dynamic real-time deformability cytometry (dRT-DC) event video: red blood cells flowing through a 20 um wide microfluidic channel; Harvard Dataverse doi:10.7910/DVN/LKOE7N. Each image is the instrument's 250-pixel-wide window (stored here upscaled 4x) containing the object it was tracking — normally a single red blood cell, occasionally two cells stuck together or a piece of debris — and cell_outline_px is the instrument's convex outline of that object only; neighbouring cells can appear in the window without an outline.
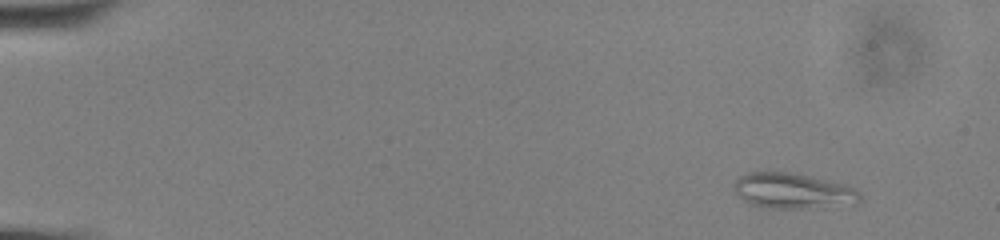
{"species": "common noctule bat (a hibernating species)", "species_latin": "Nyctalus noctula", "temperature_condition": "cold", "stored_images_in_passage": 53, "camera_frame_rate_fps": 3000, "um_per_image_px": 0.085, "animal": {"sex": "male", "body_mass_g": 13.0, "forearm_length_mm": 53.1}, "frame": {"image": 1, "passage_image": 1, "time_ms": 0.0, "image_size_px": [1000, 240], "cell_outline_px": [[864, 200], [856, 204], [808, 208], [768, 208], [748, 204], [736, 196], [732, 188], [732, 184], [740, 176], [748, 172], [788, 172], [808, 176], [844, 184], [856, 188], [860, 192]], "centroid_in_image_um": [67.39, 16.24], "position_along_channel_um": 17.6, "area_um2": 26.47}}
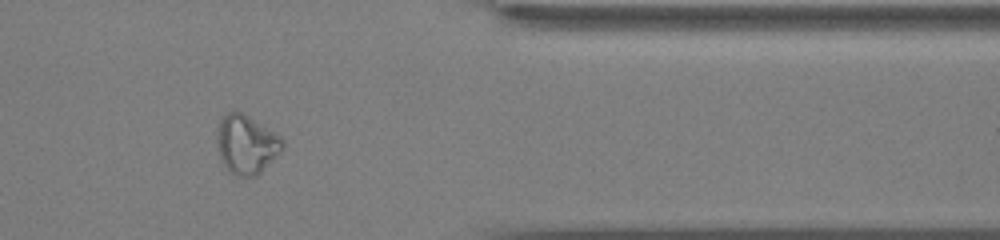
{"frame": {"image": 2, "passage_image": 44, "time_ms": 14.333, "image_size_px": [1000, 240], "cell_outline_px": [[284, 148], [256, 176], [236, 176], [224, 164], [220, 156], [216, 140], [216, 128], [220, 116], [228, 112], [244, 112], [280, 136], [284, 140]], "centroid_in_image_um": [20.92, 12.23], "position_along_channel_um": 390.5, "area_um2": 22.54}}
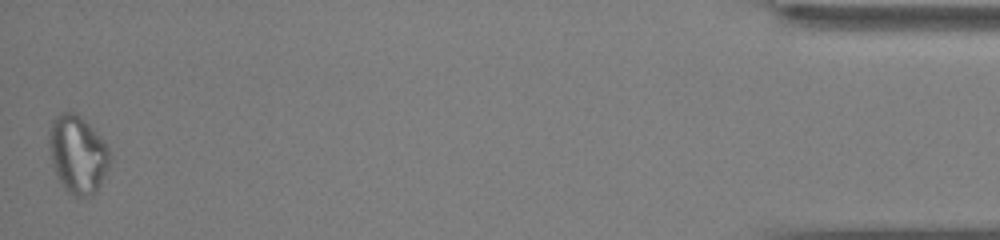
{"frame": {"image": 3, "passage_image": 53, "time_ms": 17.333, "image_size_px": [1000, 240], "cell_outline_px": [[108, 164], [100, 184], [96, 192], [84, 196], [72, 196], [64, 188], [56, 176], [52, 164], [48, 140], [52, 120], [60, 112], [76, 112], [100, 136], [108, 148]], "centroid_in_image_um": [6.56, 13.11], "position_along_channel_um": 428.6, "area_um2": 27.11}}